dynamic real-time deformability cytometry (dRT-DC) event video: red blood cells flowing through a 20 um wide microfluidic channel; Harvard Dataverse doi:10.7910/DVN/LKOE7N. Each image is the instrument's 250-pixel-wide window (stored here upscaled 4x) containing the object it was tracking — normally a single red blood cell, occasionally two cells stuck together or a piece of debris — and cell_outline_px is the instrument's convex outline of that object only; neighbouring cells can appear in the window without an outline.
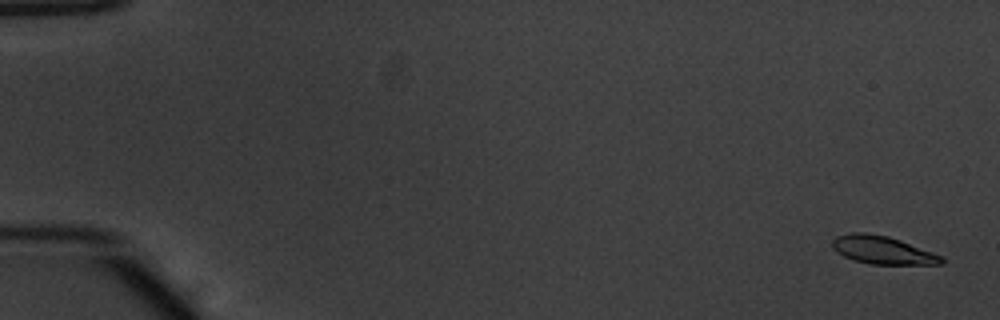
{"species": "common noctule bat (a hibernating species)", "species_latin": "Nyctalus noctula", "temperature_condition": "warm", "stored_images_in_passage": 53, "camera_frame_rate_fps": 3000, "um_per_image_px": 0.085, "animal": {"sex": "male", "body_mass_g": 20.1, "forearm_length_mm": 53.5}, "frame": {"image": 1, "passage_image": 1, "time_ms": 0.0, "image_size_px": [1000, 320], "cell_outline_px": [[944, 264], [868, 264], [844, 256], [836, 252], [832, 248], [832, 240], [836, 236], [852, 232], [864, 232], [888, 236], [900, 240], [944, 256]], "centroid_in_image_um": [75.02, 21.25], "position_along_channel_um": 10.0, "area_um2": 17.86}}
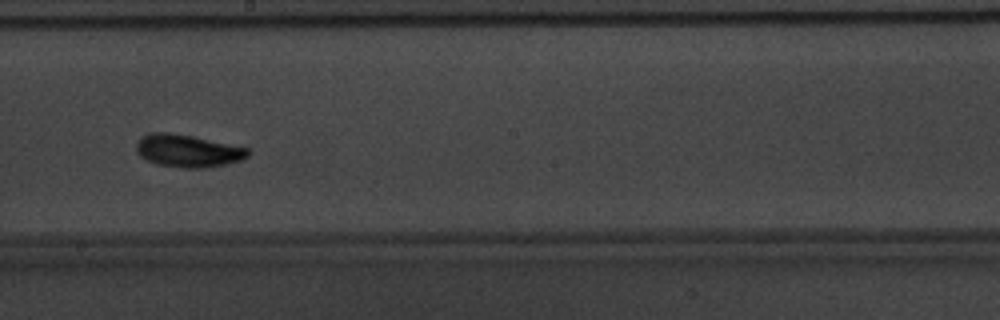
{"frame": {"image": 2, "passage_image": 31, "time_ms": 10.0, "image_size_px": [1000, 320], "cell_outline_px": [[252, 152], [248, 156], [240, 160], [228, 164], [204, 168], [180, 168], [156, 164], [148, 160], [136, 148], [140, 140], [144, 136], [160, 132], [168, 132], [192, 136], [252, 148]], "centroid_in_image_um": [16.09, 12.83], "position_along_channel_um": 232.1, "area_um2": 20.98}}
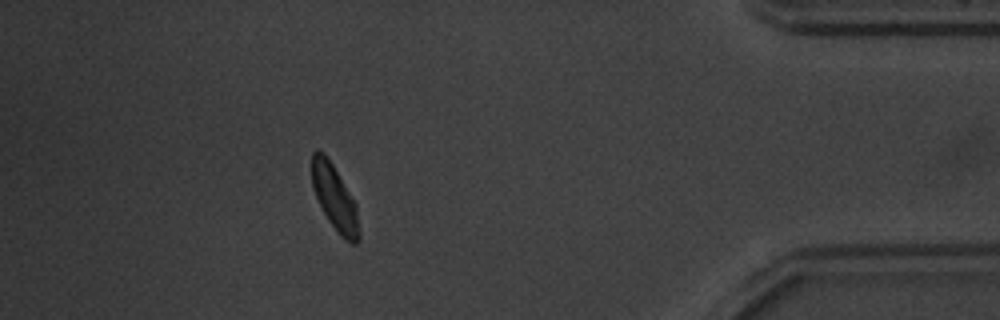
{"frame": {"image": 3, "passage_image": 48, "time_ms": 15.667, "image_size_px": [1000, 320], "cell_outline_px": [[360, 240], [356, 244], [352, 244], [344, 240], [340, 236], [328, 220], [312, 188], [312, 152], [316, 148], [324, 152], [332, 164], [356, 204], [360, 232]], "centroid_in_image_um": [28.46, 16.84], "position_along_channel_um": 406.7, "area_um2": 17.92}, "authors_computed_cell_mechanics": {"area_um2": 18.6694, "velocity_mm_per_s": 3.8201, "shape_relaxation_time_tau1_ms": 2.0935, "shape_relaxation_time_tau2_ms": 2.7176, "deformation_change_tau1": 0.1383, "deformation_change_tau2": 0.0481}}